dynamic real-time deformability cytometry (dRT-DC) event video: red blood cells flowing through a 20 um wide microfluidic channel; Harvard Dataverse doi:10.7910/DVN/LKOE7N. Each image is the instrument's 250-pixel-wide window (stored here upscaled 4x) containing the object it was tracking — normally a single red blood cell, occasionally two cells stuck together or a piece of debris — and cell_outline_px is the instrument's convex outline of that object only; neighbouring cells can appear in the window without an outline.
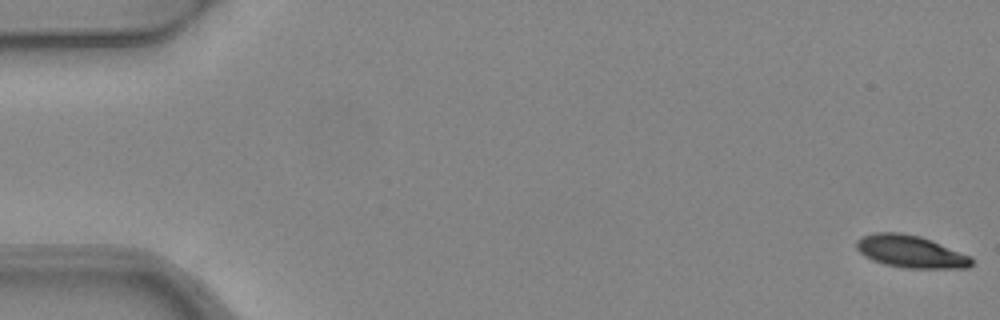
{"species": "common noctule bat (a hibernating species)", "species_latin": "Nyctalus noctula", "temperature_condition": "warm", "stored_images_in_passage": 5, "camera_frame_rate_fps": 3000, "um_per_image_px": 0.085, "animal": {"sex": "female", "body_mass_g": 24.6, "forearm_length_mm": 56.2}, "frame": {"image": 1, "passage_image": 1, "time_ms": 0.0, "image_size_px": [1000, 320], "cell_outline_px": [[972, 264], [968, 268], [904, 268], [884, 264], [872, 260], [864, 256], [856, 248], [856, 240], [872, 232], [900, 232], [920, 236], [932, 240], [972, 256]], "centroid_in_image_um": [77.4, 21.38], "position_along_channel_um": 7.6, "area_um2": 21.91}}